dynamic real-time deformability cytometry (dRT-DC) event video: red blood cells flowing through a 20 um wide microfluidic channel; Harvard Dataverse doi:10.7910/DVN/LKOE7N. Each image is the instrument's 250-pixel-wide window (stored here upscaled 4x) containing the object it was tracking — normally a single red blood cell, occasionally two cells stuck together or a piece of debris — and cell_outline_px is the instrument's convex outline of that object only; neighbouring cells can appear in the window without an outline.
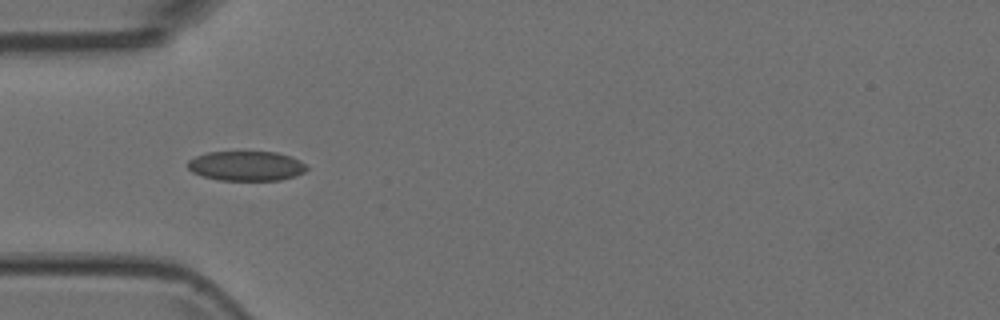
{"species": "Egyptian fruit bat (a non-hibernating species)", "species_latin": "Rousettus aegyptiacus", "temperature_condition": "room temperature", "stored_images_in_passage": 10, "camera_frame_rate_fps": 3000, "um_per_image_px": 0.085, "animal": {"sex": "female"}, "frame": {"image": 1, "passage_image": 4, "time_ms": 1.0, "image_size_px": [1000, 320], "cell_outline_px": [[308, 168], [304, 172], [296, 176], [280, 180], [220, 180], [204, 176], [192, 172], [188, 168], [188, 160], [196, 156], [208, 152], [276, 152], [300, 160]], "centroid_in_image_um": [20.94, 14.1], "position_along_channel_um": 64.1, "area_um2": 20.46}}
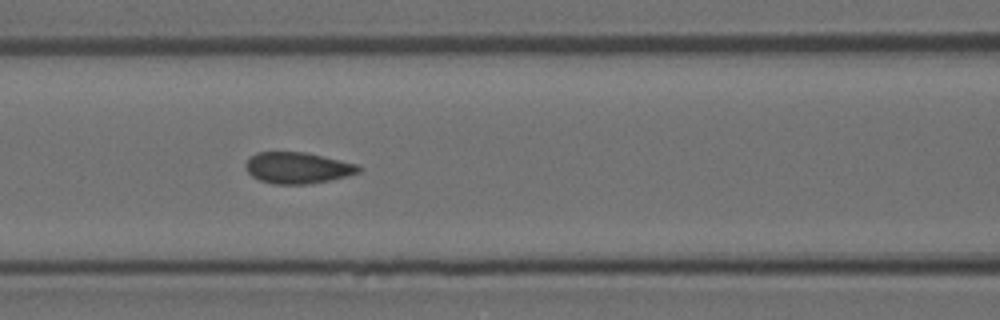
{"frame": {"image": 2, "passage_image": 6, "time_ms": 1.667, "image_size_px": [1000, 320], "cell_outline_px": [[364, 168], [360, 172], [328, 180], [308, 184], [276, 184], [260, 180], [252, 176], [244, 168], [244, 164], [256, 152], [308, 152], [356, 164]], "centroid_in_image_um": [25.29, 14.26], "position_along_channel_um": 141.3, "area_um2": 20.52}}
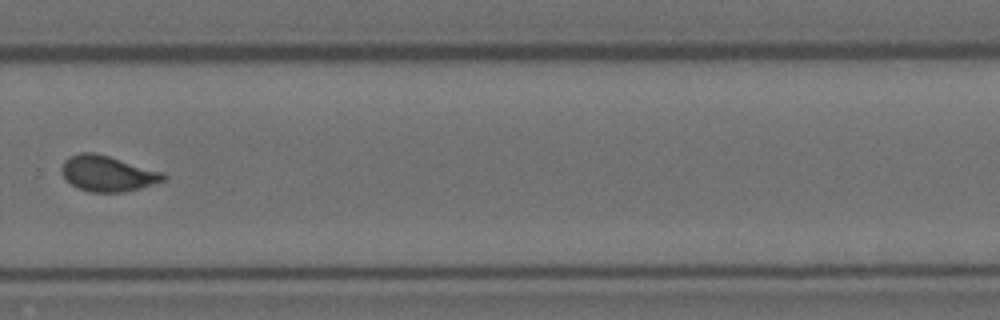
{"frame": {"image": 3, "passage_image": 10, "time_ms": 3.0, "image_size_px": [1000, 320], "cell_outline_px": [[168, 180], [140, 188], [124, 192], [92, 192], [76, 188], [64, 176], [60, 168], [64, 160], [68, 156], [80, 152], [96, 152], [164, 172], [168, 176]], "centroid_in_image_um": [9.17, 14.74], "position_along_channel_um": 320.6, "area_um2": 21.44}}